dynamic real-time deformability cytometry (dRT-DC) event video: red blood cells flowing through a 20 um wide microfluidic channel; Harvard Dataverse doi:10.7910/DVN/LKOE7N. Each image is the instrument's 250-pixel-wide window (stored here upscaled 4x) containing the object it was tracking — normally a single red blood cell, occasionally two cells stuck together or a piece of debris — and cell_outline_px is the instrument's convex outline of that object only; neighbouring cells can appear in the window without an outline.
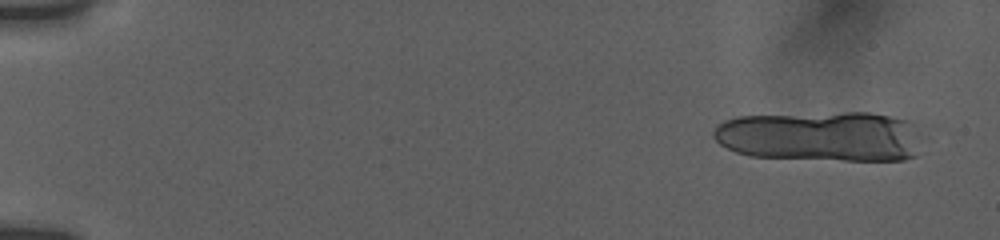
{"species": "human", "species_latin": "Homo sapiens", "temperature_condition": "room temperature", "stored_images_in_passage": 12, "camera_frame_rate_fps": 3000, "um_per_image_px": 0.085, "donor": {"sex": "female"}, "frame": {"image": 1, "passage_image": 3, "time_ms": 0.333, "image_size_px": [1000, 240], "cell_outline_px": [[924, 136], [916, 156], [904, 160], [844, 160], [752, 156], [736, 152], [720, 144], [712, 136], [712, 132], [716, 124], [724, 120], [736, 116], [844, 112], [868, 112], [892, 116], [912, 120], [924, 124]], "centroid_in_image_um": [69.91, 11.57], "position_along_channel_um": 15.1, "area_um2": 62.77}}